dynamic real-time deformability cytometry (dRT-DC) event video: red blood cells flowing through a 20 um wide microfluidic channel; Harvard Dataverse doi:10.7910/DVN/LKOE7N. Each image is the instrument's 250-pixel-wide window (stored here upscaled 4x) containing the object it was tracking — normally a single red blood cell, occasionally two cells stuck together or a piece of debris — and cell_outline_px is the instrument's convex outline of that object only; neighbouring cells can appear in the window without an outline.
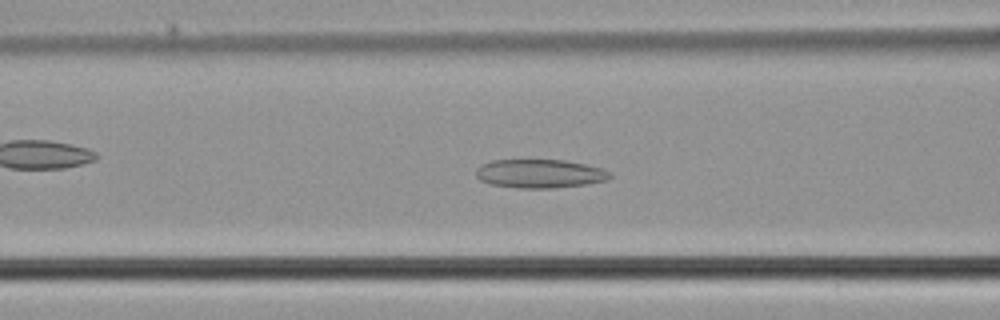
{"species": "common noctule bat (a hibernating species)", "species_latin": "Nyctalus noctula", "temperature_condition": "cold", "stored_images_in_passage": 39, "camera_frame_rate_fps": 3000, "um_per_image_px": 0.085, "animal": {"sex": "male", "body_mass_g": 21.5, "forearm_length_mm": 52.0}, "frame": {"image": 1, "passage_image": 9, "time_ms": 2.667, "image_size_px": [1000, 320], "cell_outline_px": [[612, 176], [608, 180], [584, 184], [552, 188], [520, 188], [492, 184], [480, 180], [476, 176], [476, 168], [492, 160], [564, 160], [584, 164], [600, 168], [612, 172]], "centroid_in_image_um": [45.9, 14.76], "position_along_channel_um": 120.7, "area_um2": 22.2}}
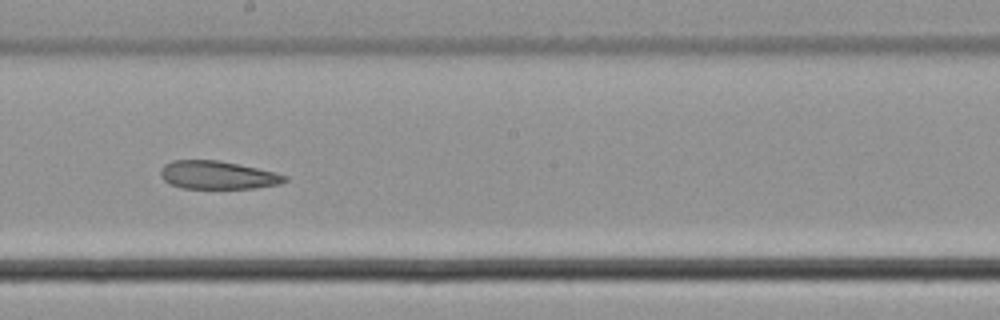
{"frame": {"image": 2, "passage_image": 17, "time_ms": 5.333, "image_size_px": [1000, 320], "cell_outline_px": [[288, 180], [280, 184], [252, 188], [180, 188], [168, 184], [160, 176], [160, 172], [164, 164], [172, 160], [216, 160], [256, 168], [288, 176]], "centroid_in_image_um": [18.45, 14.89], "position_along_channel_um": 229.8, "area_um2": 20.23}}
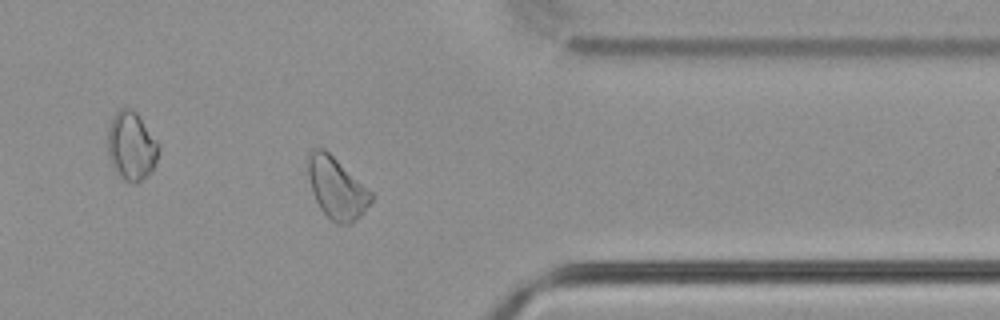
{"frame": {"image": 3, "passage_image": 29, "time_ms": 9.333, "image_size_px": [1000, 320], "cell_outline_px": [[376, 196], [364, 212], [352, 224], [336, 224], [320, 208], [316, 200], [308, 176], [308, 152], [312, 148], [324, 148], [372, 192]], "centroid_in_image_um": [28.64, 15.99], "position_along_channel_um": 382.8, "area_um2": 22.48}}